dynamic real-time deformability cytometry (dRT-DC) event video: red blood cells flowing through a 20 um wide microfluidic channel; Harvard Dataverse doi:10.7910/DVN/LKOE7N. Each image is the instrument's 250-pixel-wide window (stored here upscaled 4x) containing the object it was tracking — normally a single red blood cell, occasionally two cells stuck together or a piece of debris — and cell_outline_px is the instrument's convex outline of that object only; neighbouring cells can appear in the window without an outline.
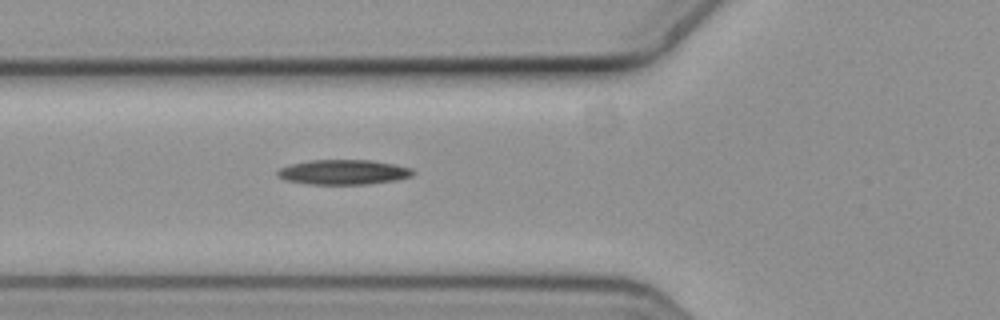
{"species": "common noctule bat (a hibernating species)", "species_latin": "Nyctalus noctula", "temperature_condition": "cold", "stored_images_in_passage": 4, "camera_frame_rate_fps": 3000, "um_per_image_px": 0.085, "animal": {"sex": "female", "body_mass_g": 19.3, "forearm_length_mm": 54.1}, "frame": {"image": 1, "passage_image": 4, "time_ms": 1.0, "image_size_px": [1000, 320], "cell_outline_px": [[416, 172], [412, 176], [396, 180], [368, 184], [308, 184], [284, 180], [276, 176], [276, 172], [280, 168], [288, 164], [308, 160], [372, 160], [396, 164], [412, 168]], "centroid_in_image_um": [29.18, 14.62], "position_along_channel_um": 96.6, "area_um2": 19.94}}